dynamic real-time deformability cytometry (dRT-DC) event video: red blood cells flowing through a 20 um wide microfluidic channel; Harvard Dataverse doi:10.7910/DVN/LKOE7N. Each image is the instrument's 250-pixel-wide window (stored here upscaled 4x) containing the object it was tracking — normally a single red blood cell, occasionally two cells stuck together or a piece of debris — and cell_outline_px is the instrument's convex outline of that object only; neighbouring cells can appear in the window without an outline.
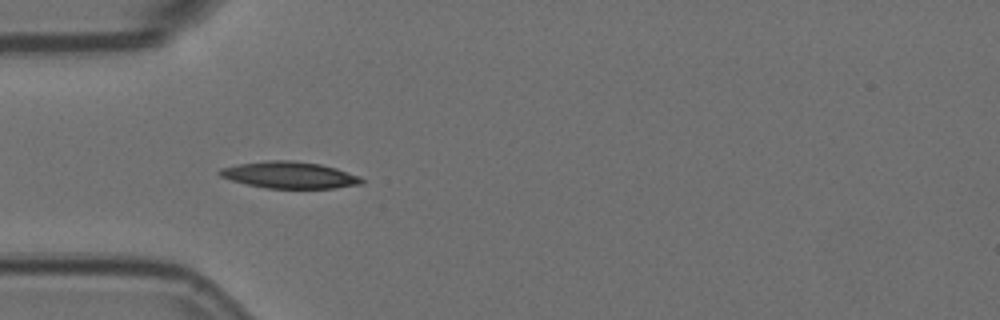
{"species": "Egyptian fruit bat (a non-hibernating species)", "species_latin": "Rousettus aegyptiacus", "temperature_condition": "room temperature", "stored_images_in_passage": 6, "camera_frame_rate_fps": 3000, "um_per_image_px": 0.085, "animal": {"sex": "female"}, "frame": {"image": 1, "passage_image": 4, "time_ms": 1.0, "image_size_px": [1000, 320], "cell_outline_px": [[364, 184], [336, 188], [264, 188], [232, 180], [220, 176], [216, 172], [220, 168], [236, 164], [268, 160], [292, 160], [320, 164], [336, 168], [360, 176], [364, 180]], "centroid_in_image_um": [24.61, 14.87], "position_along_channel_um": 60.4, "area_um2": 22.2}}
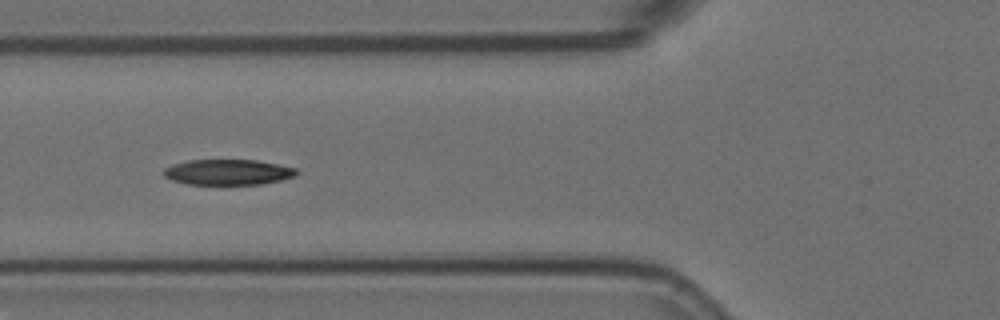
{"frame": {"image": 2, "passage_image": 5, "time_ms": 1.333, "image_size_px": [1000, 320], "cell_outline_px": [[300, 172], [292, 176], [280, 180], [260, 184], [188, 184], [172, 180], [164, 176], [164, 168], [172, 164], [188, 160], [256, 160], [296, 168]], "centroid_in_image_um": [19.35, 14.62], "position_along_channel_um": 106.4, "area_um2": 19.59}}
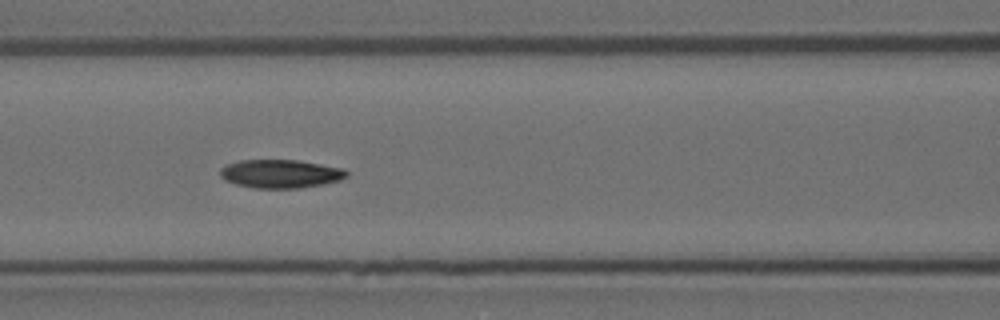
{"frame": {"image": 3, "passage_image": 6, "time_ms": 1.667, "image_size_px": [1000, 320], "cell_outline_px": [[348, 176], [340, 180], [324, 184], [300, 188], [252, 188], [236, 184], [224, 180], [220, 176], [220, 168], [224, 164], [240, 160], [296, 160], [344, 168], [348, 172]], "centroid_in_image_um": [23.82, 14.77], "position_along_channel_um": 142.8, "area_um2": 21.15}}